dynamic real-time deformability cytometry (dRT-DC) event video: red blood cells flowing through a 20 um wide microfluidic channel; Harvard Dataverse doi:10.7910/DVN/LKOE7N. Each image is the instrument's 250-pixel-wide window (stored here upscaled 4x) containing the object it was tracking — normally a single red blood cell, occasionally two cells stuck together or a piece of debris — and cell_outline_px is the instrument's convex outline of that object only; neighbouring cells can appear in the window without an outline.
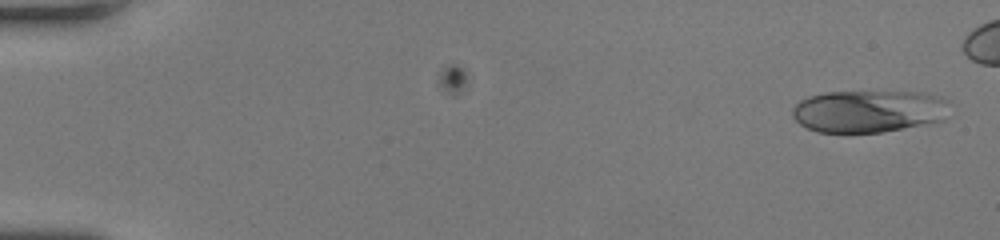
{"species": "human", "species_latin": "Homo sapiens", "temperature_condition": "room temperature", "stored_images_in_passage": 45, "camera_frame_rate_fps": 3000, "um_per_image_px": 0.085, "donor": {"sex": "female"}, "frame": {"image": 1, "passage_image": 1, "time_ms": 0.0, "image_size_px": [1000, 240], "cell_outline_px": [[948, 100], [944, 120], [880, 132], [816, 132], [800, 124], [792, 116], [792, 108], [800, 100], [808, 96], [828, 92], [924, 92], [940, 96]], "centroid_in_image_um": [73.81, 9.44], "position_along_channel_um": 11.2, "area_um2": 38.61}}
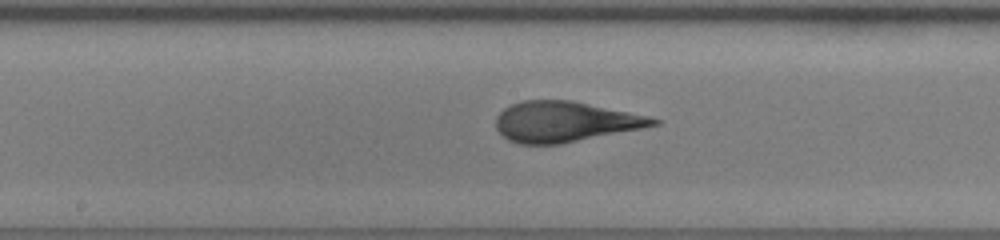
{"frame": {"image": 2, "passage_image": 26, "time_ms": 8.333, "image_size_px": [1000, 240], "cell_outline_px": [[660, 124], [560, 144], [520, 144], [508, 140], [496, 128], [496, 116], [504, 108], [512, 104], [524, 100], [572, 100], [648, 116], [660, 120]], "centroid_in_image_um": [47.97, 10.34], "position_along_channel_um": 200.2, "area_um2": 36.7}}
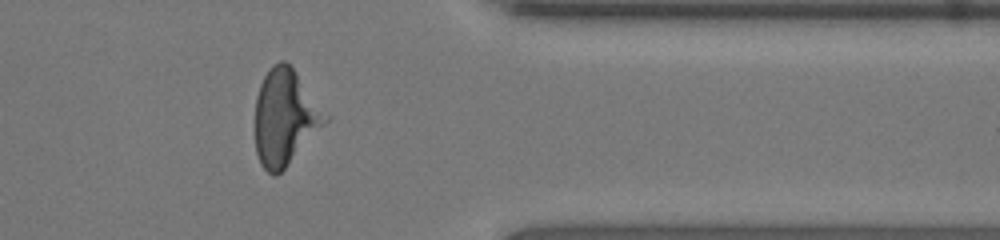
{"frame": {"image": 3, "passage_image": 40, "time_ms": 13.0, "image_size_px": [1000, 240], "cell_outline_px": [[332, 116], [284, 168], [276, 176], [272, 176], [260, 164], [256, 152], [256, 96], [260, 84], [268, 68], [272, 64], [280, 60], [284, 60], [292, 68]], "centroid_in_image_um": [24.24, 9.95], "position_along_channel_um": 387.2, "area_um2": 39.07}}